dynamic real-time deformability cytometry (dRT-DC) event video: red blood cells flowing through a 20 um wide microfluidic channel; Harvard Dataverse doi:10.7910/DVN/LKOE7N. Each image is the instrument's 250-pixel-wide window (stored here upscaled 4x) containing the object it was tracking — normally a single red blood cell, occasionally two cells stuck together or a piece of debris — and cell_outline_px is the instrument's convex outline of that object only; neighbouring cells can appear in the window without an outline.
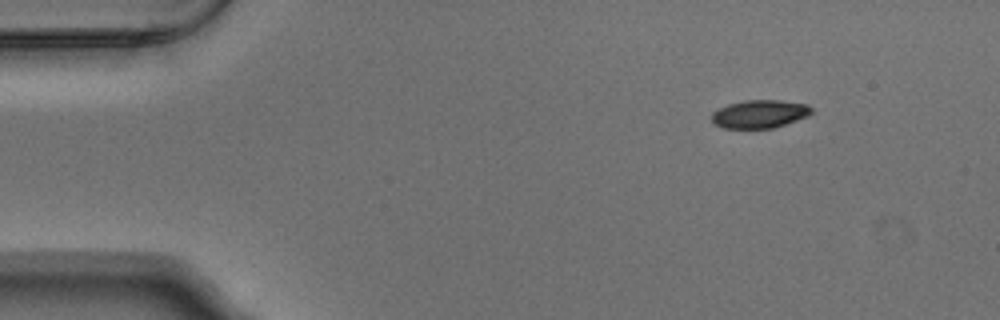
{"species": "Egyptian fruit bat (a non-hibernating species)", "species_latin": "Rousettus aegyptiacus", "temperature_condition": "warm", "stored_images_in_passage": 5, "segment_of_instrument_passage": [2, 2], "camera_frame_rate_fps": 3000, "um_per_image_px": 0.085, "animal": {"sex": "male"}, "frame": {"image": 1, "passage_image": 5, "time_ms": 1.333, "image_size_px": [1000, 320], "cell_outline_px": [[812, 112], [808, 116], [772, 128], [724, 128], [716, 124], [712, 120], [712, 112], [728, 104], [744, 100], [780, 100], [808, 104], [812, 108]], "centroid_in_image_um": [64.58, 9.67], "position_along_channel_um": 20.4, "area_um2": 16.24}}